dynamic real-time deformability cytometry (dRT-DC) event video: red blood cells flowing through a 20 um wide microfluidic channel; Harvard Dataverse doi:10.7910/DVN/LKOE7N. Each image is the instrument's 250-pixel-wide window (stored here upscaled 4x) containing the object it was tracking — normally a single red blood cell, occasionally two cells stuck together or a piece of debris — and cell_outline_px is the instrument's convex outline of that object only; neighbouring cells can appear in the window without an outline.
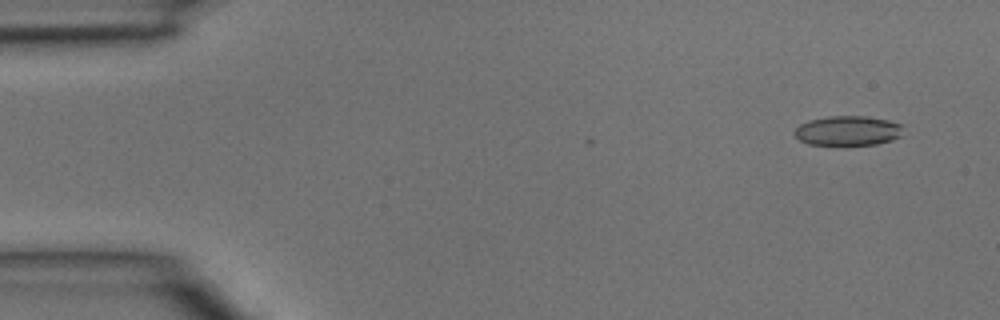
{"species": "common noctule bat (a hibernating species)", "species_latin": "Nyctalus noctula", "temperature_condition": "room temperature", "stored_images_in_passage": 4, "camera_frame_rate_fps": 3000, "um_per_image_px": 0.085, "animal": {"sex": "male", "body_mass_g": 15.6}, "frame": {"image": 1, "passage_image": 1, "time_ms": 0.0, "image_size_px": [1000, 320], "cell_outline_px": [[904, 124], [900, 136], [892, 140], [876, 144], [808, 144], [800, 140], [792, 132], [800, 124], [808, 120], [828, 116], [868, 116], [888, 120]], "centroid_in_image_um": [72.08, 11.09], "position_along_channel_um": 12.9, "area_um2": 18.79}}